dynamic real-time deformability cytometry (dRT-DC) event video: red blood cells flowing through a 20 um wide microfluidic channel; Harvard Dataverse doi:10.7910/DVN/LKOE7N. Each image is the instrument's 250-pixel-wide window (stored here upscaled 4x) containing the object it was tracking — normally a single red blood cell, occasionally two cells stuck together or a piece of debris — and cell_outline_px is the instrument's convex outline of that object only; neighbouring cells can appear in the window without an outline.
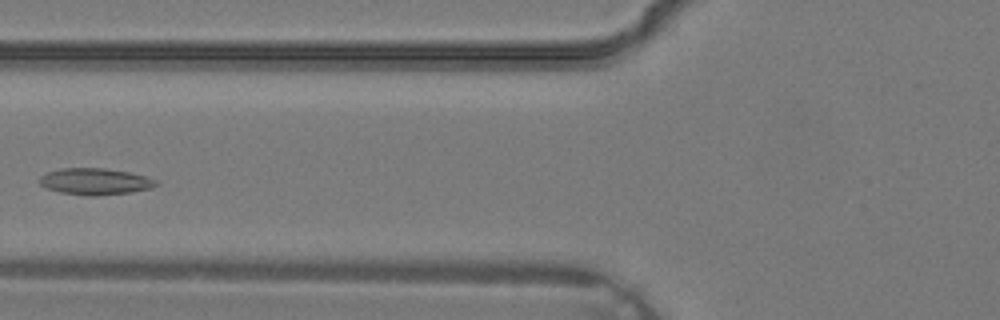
{"species": "common noctule bat (a hibernating species)", "species_latin": "Nyctalus noctula", "temperature_condition": "warm", "stored_images_in_passage": 28, "camera_frame_rate_fps": 3000, "um_per_image_px": 0.085, "animal": {"sex": "male", "body_mass_g": 19.2, "forearm_length_mm": 51.8}, "frame": {"image": 1, "passage_image": 7, "time_ms": 2.0, "image_size_px": [1000, 320], "cell_outline_px": [[160, 184], [152, 188], [128, 192], [96, 196], [88, 196], [60, 192], [44, 188], [40, 184], [40, 176], [48, 172], [60, 168], [104, 168], [128, 172], [144, 176], [156, 180]], "centroid_in_image_um": [8.06, 15.43], "position_along_channel_um": 117.7, "area_um2": 17.98}}
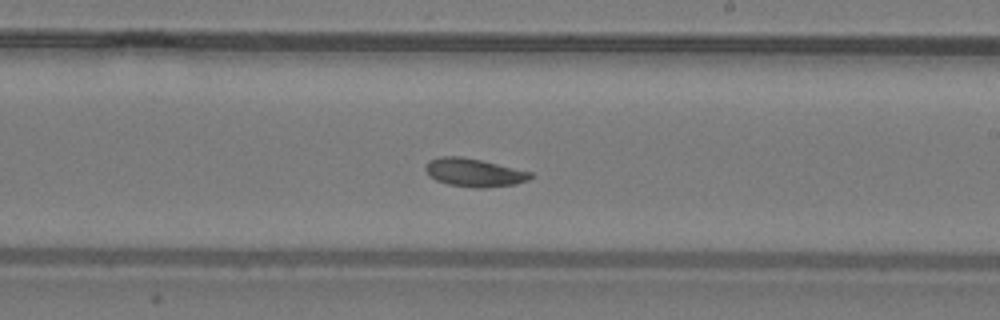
{"frame": {"image": 2, "passage_image": 14, "time_ms": 4.333, "image_size_px": [1000, 320], "cell_outline_px": [[532, 176], [528, 180], [516, 184], [484, 188], [476, 188], [448, 184], [436, 180], [424, 168], [428, 160], [440, 156], [460, 156], [480, 160], [532, 172]], "centroid_in_image_um": [40.29, 14.66], "position_along_channel_um": 248.7, "area_um2": 17.11}}
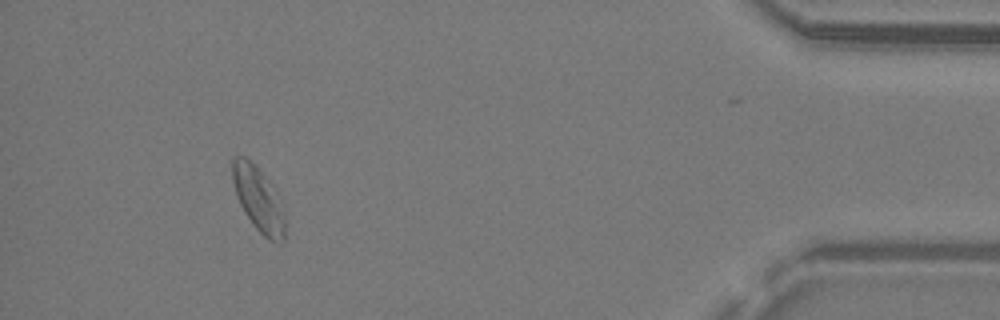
{"frame": {"image": 3, "passage_image": 26, "time_ms": 8.333, "image_size_px": [1000, 320], "cell_outline_px": [[284, 240], [268, 240], [252, 224], [244, 212], [236, 196], [232, 180], [232, 160], [236, 156], [244, 156], [268, 180], [284, 204]], "centroid_in_image_um": [21.96, 16.94], "position_along_channel_um": 413.2, "area_um2": 19.48}}